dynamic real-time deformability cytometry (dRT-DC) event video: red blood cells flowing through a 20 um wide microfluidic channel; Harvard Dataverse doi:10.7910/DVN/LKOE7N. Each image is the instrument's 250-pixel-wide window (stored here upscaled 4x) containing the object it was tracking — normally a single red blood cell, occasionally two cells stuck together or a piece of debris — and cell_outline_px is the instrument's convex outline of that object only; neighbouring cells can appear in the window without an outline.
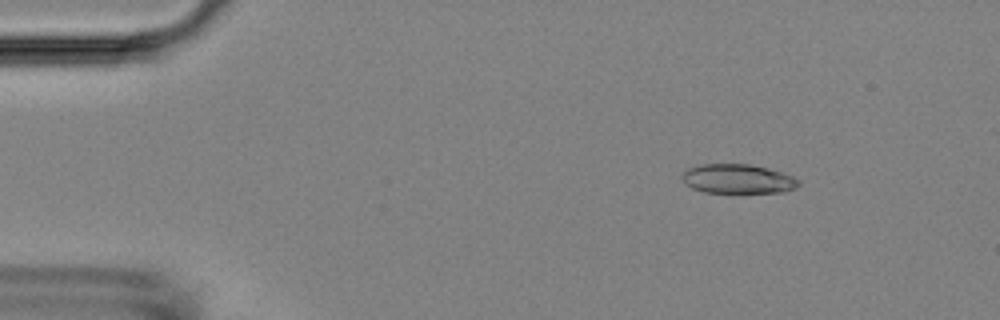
{"species": "Egyptian fruit bat (a non-hibernating species)", "species_latin": "Rousettus aegyptiacus", "temperature_condition": "room temperature", "stored_images_in_passage": 5, "camera_frame_rate_fps": 3000, "um_per_image_px": 0.085, "animal": {"sex": "female"}, "frame": {"image": 1, "passage_image": 2, "time_ms": 0.333, "image_size_px": [1000, 320], "cell_outline_px": [[800, 184], [796, 188], [784, 192], [704, 192], [692, 188], [684, 184], [680, 176], [680, 172], [688, 168], [700, 164], [748, 164], [768, 168], [792, 176], [800, 180]], "centroid_in_image_um": [62.67, 15.2], "position_along_channel_um": 22.3, "area_um2": 20.06}}
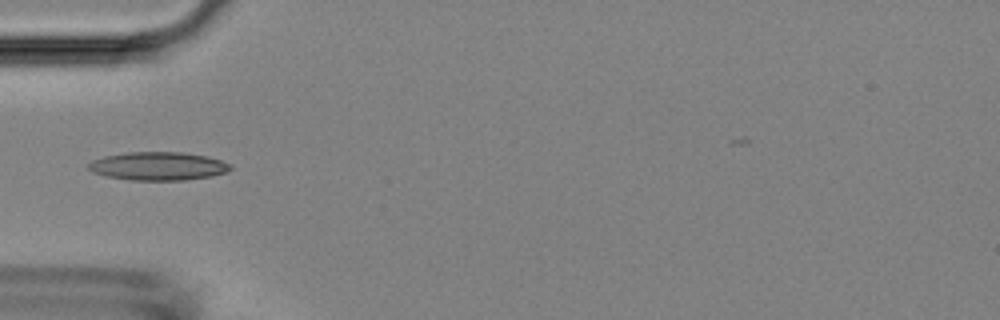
{"frame": {"image": 2, "passage_image": 5, "time_ms": 1.333, "image_size_px": [1000, 320], "cell_outline_px": [[232, 168], [228, 172], [212, 176], [184, 180], [128, 180], [108, 176], [92, 172], [88, 168], [88, 164], [92, 160], [104, 156], [128, 152], [184, 152], [208, 156], [232, 164]], "centroid_in_image_um": [13.48, 14.11], "position_along_channel_um": 71.5, "area_um2": 23.58}}